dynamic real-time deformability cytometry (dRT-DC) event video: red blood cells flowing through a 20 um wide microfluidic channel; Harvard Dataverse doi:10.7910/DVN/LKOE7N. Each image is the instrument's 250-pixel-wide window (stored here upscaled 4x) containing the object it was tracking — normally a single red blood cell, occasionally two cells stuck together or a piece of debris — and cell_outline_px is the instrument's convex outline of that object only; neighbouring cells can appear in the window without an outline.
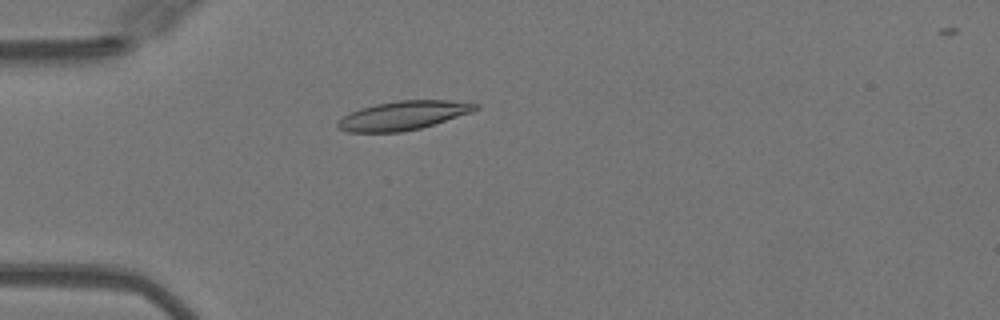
{"species": "Egyptian fruit bat (a non-hibernating species)", "species_latin": "Rousettus aegyptiacus", "temperature_condition": "warm", "stored_images_in_passage": 9, "camera_frame_rate_fps": 3000, "um_per_image_px": 0.085, "animal": {"sex": "female"}, "frame": {"image": 1, "passage_image": 5, "time_ms": 1.333, "image_size_px": [1000, 320], "cell_outline_px": [[480, 108], [472, 112], [420, 128], [400, 132], [344, 132], [336, 124], [344, 116], [360, 108], [376, 104], [400, 100], [448, 100], [480, 104]], "centroid_in_image_um": [34.3, 9.81], "position_along_channel_um": 50.7, "area_um2": 22.95}}